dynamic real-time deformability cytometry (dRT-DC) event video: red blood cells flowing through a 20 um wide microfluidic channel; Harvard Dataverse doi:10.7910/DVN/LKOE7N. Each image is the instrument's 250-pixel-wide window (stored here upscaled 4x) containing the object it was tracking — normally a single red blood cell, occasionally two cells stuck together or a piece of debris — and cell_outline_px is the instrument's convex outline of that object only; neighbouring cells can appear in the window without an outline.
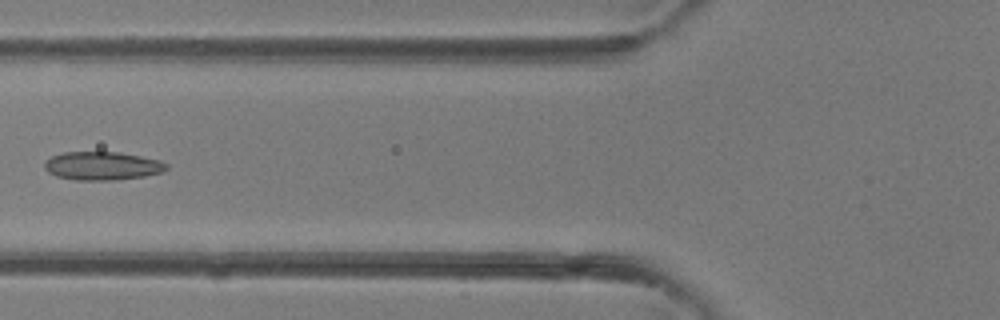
{"species": "common noctule bat (a hibernating species)", "species_latin": "Nyctalus noctula", "temperature_condition": "room temperature", "stored_images_in_passage": 40, "camera_frame_rate_fps": 3000, "um_per_image_px": 0.085, "animal": {"sex": "female"}, "frame": {"image": 1, "passage_image": 16, "time_ms": 5.0, "image_size_px": [1000, 320], "cell_outline_px": [[168, 168], [164, 172], [144, 176], [116, 180], [76, 180], [56, 176], [48, 172], [44, 168], [44, 160], [52, 156], [64, 152], [120, 152], [160, 160], [168, 164]], "centroid_in_image_um": [8.7, 14.1], "position_along_channel_um": 117.1, "area_um2": 20.35}}
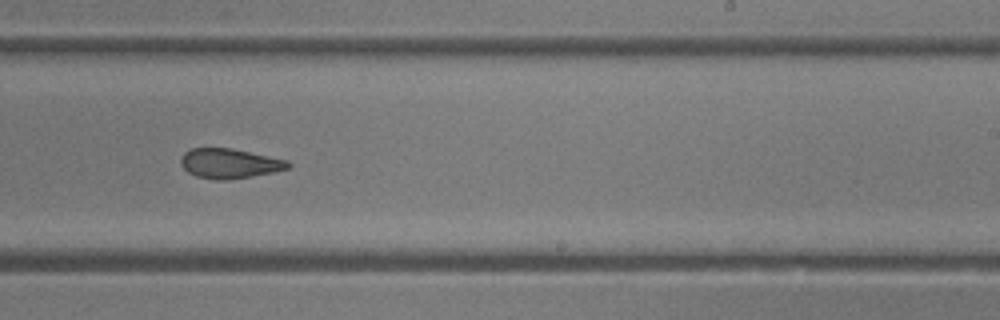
{"frame": {"image": 2, "passage_image": 25, "time_ms": 8.0, "image_size_px": [1000, 320], "cell_outline_px": [[292, 164], [288, 168], [276, 172], [228, 180], [212, 180], [196, 176], [188, 172], [180, 164], [180, 156], [184, 152], [192, 148], [232, 148], [288, 160]], "centroid_in_image_um": [19.5, 13.9], "position_along_channel_um": 269.5, "area_um2": 18.84}}
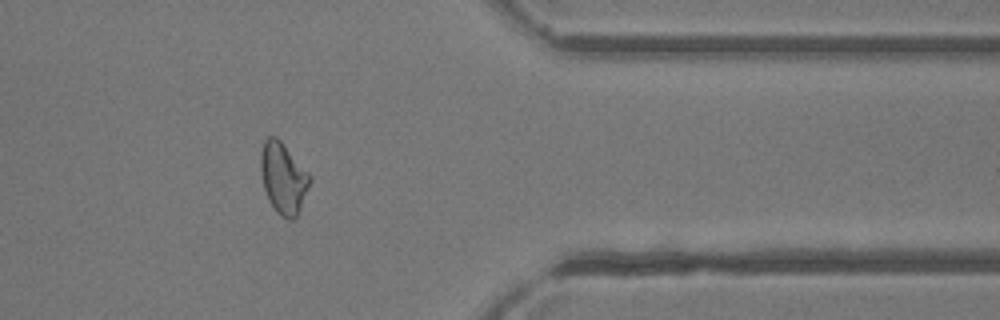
{"frame": {"image": 3, "passage_image": 33, "time_ms": 10.667, "image_size_px": [1000, 320], "cell_outline_px": [[312, 180], [300, 208], [296, 216], [292, 220], [288, 220], [280, 216], [276, 212], [268, 200], [264, 188], [260, 172], [260, 152], [264, 140], [268, 136], [276, 136], [280, 140], [312, 176]], "centroid_in_image_um": [24.07, 15.13], "position_along_channel_um": 387.3, "area_um2": 20.52}}